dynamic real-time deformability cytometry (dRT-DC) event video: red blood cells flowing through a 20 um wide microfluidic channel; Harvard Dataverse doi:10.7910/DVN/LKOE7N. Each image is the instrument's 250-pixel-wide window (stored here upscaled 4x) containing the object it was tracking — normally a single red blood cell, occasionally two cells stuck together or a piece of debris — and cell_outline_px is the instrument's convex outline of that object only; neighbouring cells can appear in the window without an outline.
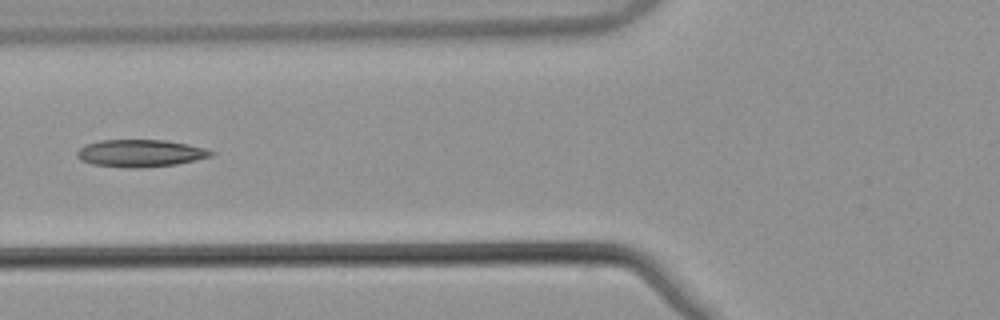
{"species": "common noctule bat (a hibernating species)", "species_latin": "Nyctalus noctula", "temperature_condition": "warm", "stored_images_in_passage": 5, "camera_frame_rate_fps": 3000, "um_per_image_px": 0.085, "animal": {"sex": "male", "body_mass_g": 21.5, "forearm_length_mm": 52.0}, "frame": {"image": 1, "passage_image": 4, "time_ms": 1.0, "image_size_px": [1000, 320], "cell_outline_px": [[216, 152], [212, 156], [196, 160], [176, 164], [140, 168], [128, 168], [92, 164], [80, 160], [76, 156], [76, 152], [80, 148], [88, 144], [100, 140], [164, 140], [188, 144], [208, 148]], "centroid_in_image_um": [11.96, 13.02], "position_along_channel_um": 113.8, "area_um2": 21.44}}
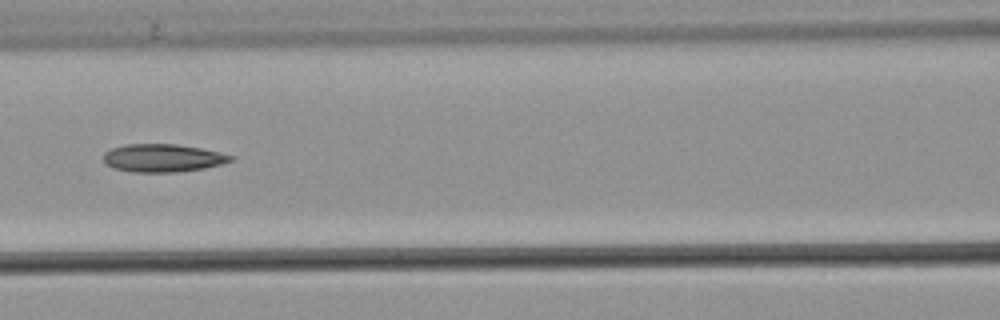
{"frame": {"image": 2, "passage_image": 5, "time_ms": 1.333, "image_size_px": [1000, 320], "cell_outline_px": [[236, 156], [232, 160], [220, 164], [204, 168], [176, 172], [132, 172], [112, 168], [104, 160], [104, 152], [112, 148], [128, 144], [176, 144], [200, 148]], "centroid_in_image_um": [13.83, 13.43], "position_along_channel_um": 152.8, "area_um2": 20.58}}